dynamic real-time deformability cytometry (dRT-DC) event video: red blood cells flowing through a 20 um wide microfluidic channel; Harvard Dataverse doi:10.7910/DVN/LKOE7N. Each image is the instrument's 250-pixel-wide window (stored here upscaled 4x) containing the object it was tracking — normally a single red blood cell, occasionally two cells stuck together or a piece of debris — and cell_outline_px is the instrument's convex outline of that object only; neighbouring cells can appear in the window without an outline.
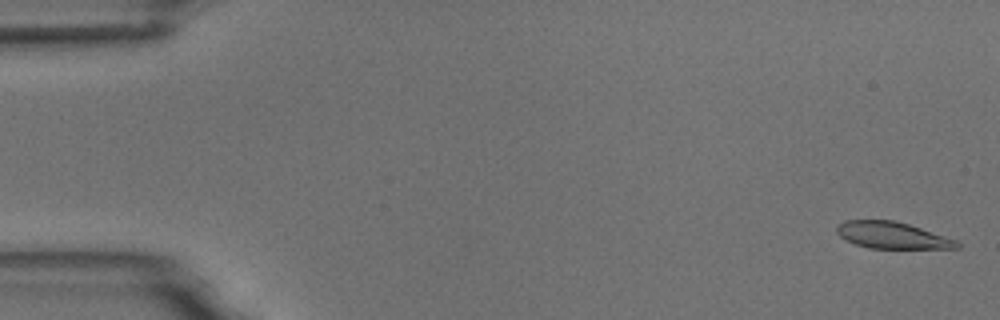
{"species": "common noctule bat (a hibernating species)", "species_latin": "Nyctalus noctula", "temperature_condition": "room temperature", "stored_images_in_passage": 5, "camera_frame_rate_fps": 3000, "um_per_image_px": 0.085, "animal": {"sex": "male", "body_mass_g": 18.8}, "frame": {"image": 1, "passage_image": 1, "time_ms": 0.0, "image_size_px": [1000, 320], "cell_outline_px": [[960, 248], [868, 248], [856, 244], [840, 236], [836, 232], [836, 224], [844, 220], [892, 220], [908, 224], [956, 240], [960, 244]], "centroid_in_image_um": [75.79, 19.99], "position_along_channel_um": 9.2, "area_um2": 18.44}}
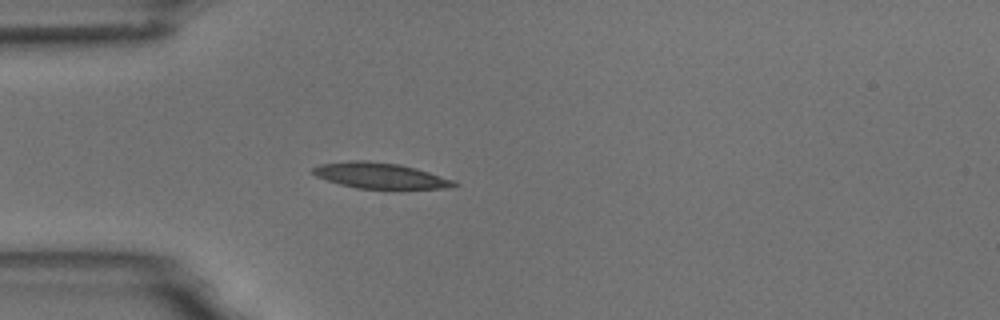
{"frame": {"image": 2, "passage_image": 5, "time_ms": 4.667, "image_size_px": [1000, 320], "cell_outline_px": [[460, 184], [456, 188], [356, 188], [340, 184], [316, 176], [312, 172], [312, 168], [320, 164], [352, 160], [368, 160], [400, 164], [416, 168], [456, 180]], "centroid_in_image_um": [32.37, 14.92], "position_along_channel_um": 52.6, "area_um2": 21.21}}